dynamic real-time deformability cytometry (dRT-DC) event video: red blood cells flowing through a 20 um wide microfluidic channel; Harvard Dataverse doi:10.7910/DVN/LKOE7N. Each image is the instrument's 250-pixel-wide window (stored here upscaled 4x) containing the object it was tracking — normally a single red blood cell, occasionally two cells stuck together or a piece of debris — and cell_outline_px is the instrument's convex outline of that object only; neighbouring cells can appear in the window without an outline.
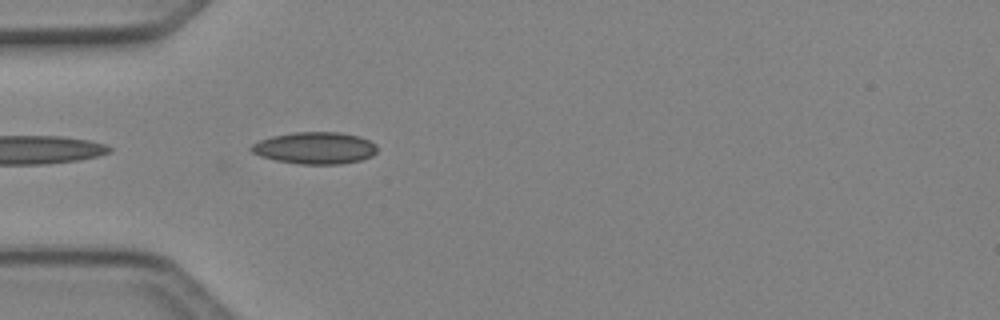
{"species": "Egyptian fruit bat (a non-hibernating species)", "species_latin": "Rousettus aegyptiacus", "temperature_condition": "cold", "stored_images_in_passage": 5, "camera_frame_rate_fps": 3000, "um_per_image_px": 0.085, "animal": {"sex": "female"}, "frame": {"image": 1, "passage_image": 5, "time_ms": 1.333, "image_size_px": [1000, 320], "cell_outline_px": [[376, 152], [372, 156], [360, 160], [340, 164], [300, 164], [276, 160], [260, 156], [252, 152], [248, 148], [252, 144], [260, 140], [272, 136], [292, 132], [340, 132], [360, 136], [376, 144]], "centroid_in_image_um": [26.76, 12.57], "position_along_channel_um": 58.2, "area_um2": 23.47}}